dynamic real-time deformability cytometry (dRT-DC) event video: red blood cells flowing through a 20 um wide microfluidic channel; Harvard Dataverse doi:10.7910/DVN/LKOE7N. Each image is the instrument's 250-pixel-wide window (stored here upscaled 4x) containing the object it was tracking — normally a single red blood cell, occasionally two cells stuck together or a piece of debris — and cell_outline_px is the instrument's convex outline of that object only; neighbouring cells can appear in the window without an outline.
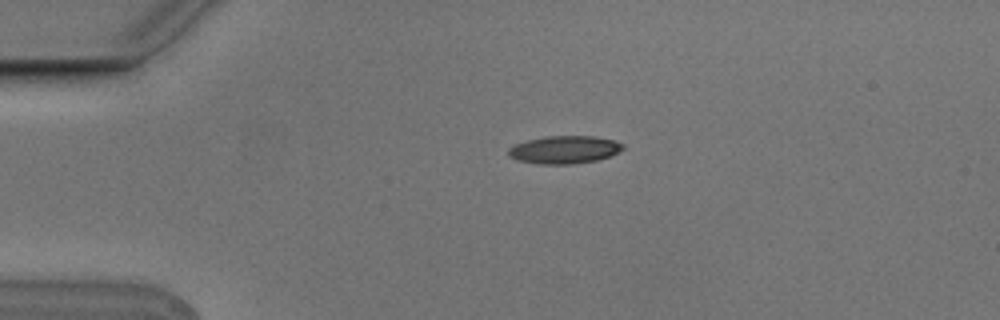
{"species": "Egyptian fruit bat (a non-hibernating species)", "species_latin": "Rousettus aegyptiacus", "temperature_condition": "cold", "stored_images_in_passage": 2, "camera_frame_rate_fps": 3000, "um_per_image_px": 0.085, "animal": {"sex": "male"}, "frame": {"image": 1, "passage_image": 1, "time_ms": 0.0, "image_size_px": [1000, 320], "cell_outline_px": [[624, 148], [608, 156], [596, 160], [572, 164], [536, 164], [516, 160], [508, 156], [508, 148], [516, 144], [528, 140], [544, 136], [596, 136], [616, 140], [624, 144]], "centroid_in_image_um": [47.95, 12.72], "position_along_channel_um": 37.1, "area_um2": 18.61}}